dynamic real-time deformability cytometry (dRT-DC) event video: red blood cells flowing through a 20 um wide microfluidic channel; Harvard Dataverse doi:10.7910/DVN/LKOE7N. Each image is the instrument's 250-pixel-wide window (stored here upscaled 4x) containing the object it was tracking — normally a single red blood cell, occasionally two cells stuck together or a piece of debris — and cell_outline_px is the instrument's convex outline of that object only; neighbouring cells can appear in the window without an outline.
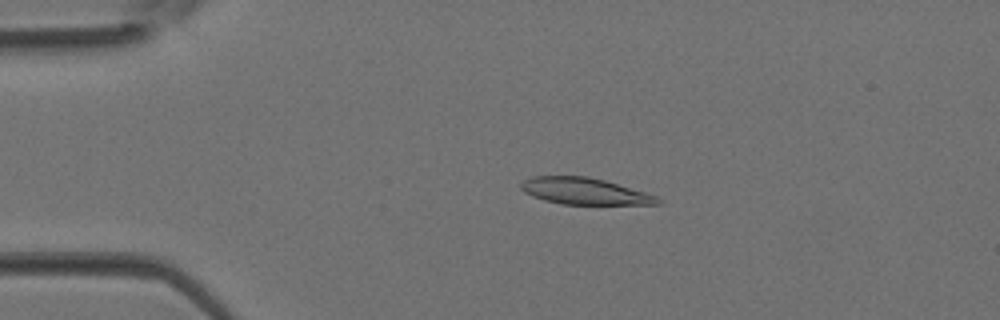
{"species": "Egyptian fruit bat (a non-hibernating species)", "species_latin": "Rousettus aegyptiacus", "temperature_condition": "room temperature", "stored_images_in_passage": 4, "camera_frame_rate_fps": 3000, "um_per_image_px": 0.085, "animal": {"sex": "female"}, "frame": {"image": 1, "passage_image": 3, "time_ms": 0.667, "image_size_px": [1000, 320], "cell_outline_px": [[664, 200], [660, 204], [560, 204], [544, 200], [532, 196], [524, 192], [520, 188], [520, 184], [524, 180], [532, 176], [588, 176], [604, 180], [644, 192], [656, 196]], "centroid_in_image_um": [49.66, 16.25], "position_along_channel_um": 35.3, "area_um2": 21.1}}